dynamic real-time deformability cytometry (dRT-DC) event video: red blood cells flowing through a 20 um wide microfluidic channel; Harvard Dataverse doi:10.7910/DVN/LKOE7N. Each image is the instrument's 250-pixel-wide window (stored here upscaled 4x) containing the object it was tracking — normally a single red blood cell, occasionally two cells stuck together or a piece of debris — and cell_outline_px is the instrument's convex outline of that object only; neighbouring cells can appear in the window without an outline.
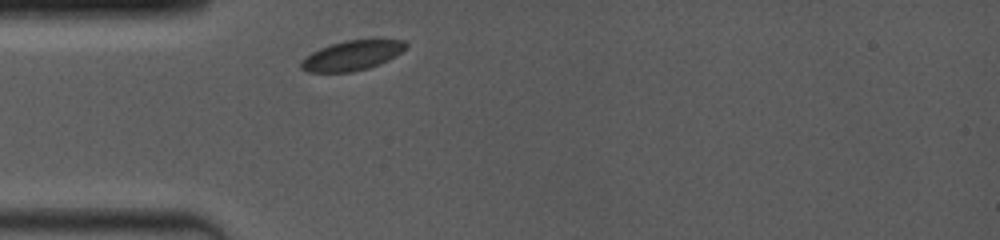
{"species": "common noctule bat (a hibernating species)", "species_latin": "Nyctalus noctula", "temperature_condition": "room temperature", "stored_images_in_passage": 1, "camera_frame_rate_fps": 4000, "um_per_image_px": 0.085, "animal": {"sex": "female", "body_mass_g": 19.0, "forearm_length_mm": 53.3}, "frame": {"image": 1, "passage_image": 1, "time_ms": 0.0, "image_size_px": [1000, 240], "cell_outline_px": [[408, 48], [388, 60], [368, 68], [352, 72], [308, 72], [300, 68], [300, 60], [312, 52], [320, 48], [344, 40], [372, 36], [380, 36], [404, 40], [408, 44]], "centroid_in_image_um": [30.01, 4.65], "position_along_channel_um": 55.0, "area_um2": 19.13}}